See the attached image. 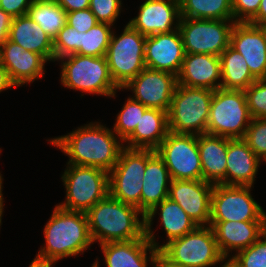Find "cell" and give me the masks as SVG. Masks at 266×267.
<instances>
[{
  "label": "cell",
  "instance_id": "cell-1",
  "mask_svg": "<svg viewBox=\"0 0 266 267\" xmlns=\"http://www.w3.org/2000/svg\"><path fill=\"white\" fill-rule=\"evenodd\" d=\"M115 135L113 130L100 122H90L67 135L47 141L69 157L67 164L98 167L110 172L125 144Z\"/></svg>",
  "mask_w": 266,
  "mask_h": 267
},
{
  "label": "cell",
  "instance_id": "cell-2",
  "mask_svg": "<svg viewBox=\"0 0 266 267\" xmlns=\"http://www.w3.org/2000/svg\"><path fill=\"white\" fill-rule=\"evenodd\" d=\"M86 215L93 242L129 241L145 236L144 214L137 207L123 203L110 194L98 201Z\"/></svg>",
  "mask_w": 266,
  "mask_h": 267
},
{
  "label": "cell",
  "instance_id": "cell-3",
  "mask_svg": "<svg viewBox=\"0 0 266 267\" xmlns=\"http://www.w3.org/2000/svg\"><path fill=\"white\" fill-rule=\"evenodd\" d=\"M43 232L45 245L35 257L54 263L82 254L93 244L86 213L68 211L57 205Z\"/></svg>",
  "mask_w": 266,
  "mask_h": 267
},
{
  "label": "cell",
  "instance_id": "cell-4",
  "mask_svg": "<svg viewBox=\"0 0 266 267\" xmlns=\"http://www.w3.org/2000/svg\"><path fill=\"white\" fill-rule=\"evenodd\" d=\"M57 61L61 62V83L68 89L106 97H115L123 90L114 83L106 56L71 54Z\"/></svg>",
  "mask_w": 266,
  "mask_h": 267
},
{
  "label": "cell",
  "instance_id": "cell-5",
  "mask_svg": "<svg viewBox=\"0 0 266 267\" xmlns=\"http://www.w3.org/2000/svg\"><path fill=\"white\" fill-rule=\"evenodd\" d=\"M66 197L62 209L86 213L109 194V172L98 167L67 164L62 174Z\"/></svg>",
  "mask_w": 266,
  "mask_h": 267
},
{
  "label": "cell",
  "instance_id": "cell-6",
  "mask_svg": "<svg viewBox=\"0 0 266 267\" xmlns=\"http://www.w3.org/2000/svg\"><path fill=\"white\" fill-rule=\"evenodd\" d=\"M214 90L177 84L168 110L169 131L206 134Z\"/></svg>",
  "mask_w": 266,
  "mask_h": 267
},
{
  "label": "cell",
  "instance_id": "cell-7",
  "mask_svg": "<svg viewBox=\"0 0 266 267\" xmlns=\"http://www.w3.org/2000/svg\"><path fill=\"white\" fill-rule=\"evenodd\" d=\"M251 119L244 91L218 88L211 100L206 134L244 138Z\"/></svg>",
  "mask_w": 266,
  "mask_h": 267
},
{
  "label": "cell",
  "instance_id": "cell-8",
  "mask_svg": "<svg viewBox=\"0 0 266 267\" xmlns=\"http://www.w3.org/2000/svg\"><path fill=\"white\" fill-rule=\"evenodd\" d=\"M145 40L146 36L129 23L119 36H116L113 31L106 59L112 79L120 89L146 68Z\"/></svg>",
  "mask_w": 266,
  "mask_h": 267
},
{
  "label": "cell",
  "instance_id": "cell-9",
  "mask_svg": "<svg viewBox=\"0 0 266 267\" xmlns=\"http://www.w3.org/2000/svg\"><path fill=\"white\" fill-rule=\"evenodd\" d=\"M159 252L169 262L182 267H211L225 261L211 226H198L181 238L170 241Z\"/></svg>",
  "mask_w": 266,
  "mask_h": 267
},
{
  "label": "cell",
  "instance_id": "cell-10",
  "mask_svg": "<svg viewBox=\"0 0 266 267\" xmlns=\"http://www.w3.org/2000/svg\"><path fill=\"white\" fill-rule=\"evenodd\" d=\"M155 152L172 180H203L198 135L169 131Z\"/></svg>",
  "mask_w": 266,
  "mask_h": 267
},
{
  "label": "cell",
  "instance_id": "cell-11",
  "mask_svg": "<svg viewBox=\"0 0 266 267\" xmlns=\"http://www.w3.org/2000/svg\"><path fill=\"white\" fill-rule=\"evenodd\" d=\"M147 164V149L120 151L118 162L109 172V194L141 211L142 179Z\"/></svg>",
  "mask_w": 266,
  "mask_h": 267
},
{
  "label": "cell",
  "instance_id": "cell-12",
  "mask_svg": "<svg viewBox=\"0 0 266 267\" xmlns=\"http://www.w3.org/2000/svg\"><path fill=\"white\" fill-rule=\"evenodd\" d=\"M234 20L180 18L179 31L185 53L220 54L230 45Z\"/></svg>",
  "mask_w": 266,
  "mask_h": 267
},
{
  "label": "cell",
  "instance_id": "cell-13",
  "mask_svg": "<svg viewBox=\"0 0 266 267\" xmlns=\"http://www.w3.org/2000/svg\"><path fill=\"white\" fill-rule=\"evenodd\" d=\"M252 186L216 184L210 221H266V212L251 195Z\"/></svg>",
  "mask_w": 266,
  "mask_h": 267
},
{
  "label": "cell",
  "instance_id": "cell-14",
  "mask_svg": "<svg viewBox=\"0 0 266 267\" xmlns=\"http://www.w3.org/2000/svg\"><path fill=\"white\" fill-rule=\"evenodd\" d=\"M176 86V75L145 68L122 89H131L132 98L147 108L168 112Z\"/></svg>",
  "mask_w": 266,
  "mask_h": 267
},
{
  "label": "cell",
  "instance_id": "cell-15",
  "mask_svg": "<svg viewBox=\"0 0 266 267\" xmlns=\"http://www.w3.org/2000/svg\"><path fill=\"white\" fill-rule=\"evenodd\" d=\"M213 186L204 180H171L168 198L199 226H209Z\"/></svg>",
  "mask_w": 266,
  "mask_h": 267
},
{
  "label": "cell",
  "instance_id": "cell-16",
  "mask_svg": "<svg viewBox=\"0 0 266 267\" xmlns=\"http://www.w3.org/2000/svg\"><path fill=\"white\" fill-rule=\"evenodd\" d=\"M185 54L179 29L171 33L146 37L144 62L148 69L164 71L177 76Z\"/></svg>",
  "mask_w": 266,
  "mask_h": 267
},
{
  "label": "cell",
  "instance_id": "cell-17",
  "mask_svg": "<svg viewBox=\"0 0 266 267\" xmlns=\"http://www.w3.org/2000/svg\"><path fill=\"white\" fill-rule=\"evenodd\" d=\"M138 9V16L128 23L146 37L171 33L179 27V0H146Z\"/></svg>",
  "mask_w": 266,
  "mask_h": 267
},
{
  "label": "cell",
  "instance_id": "cell-18",
  "mask_svg": "<svg viewBox=\"0 0 266 267\" xmlns=\"http://www.w3.org/2000/svg\"><path fill=\"white\" fill-rule=\"evenodd\" d=\"M46 62L42 55L24 50L22 46L9 39L0 44V63L17 87L41 79L45 73Z\"/></svg>",
  "mask_w": 266,
  "mask_h": 267
},
{
  "label": "cell",
  "instance_id": "cell-19",
  "mask_svg": "<svg viewBox=\"0 0 266 267\" xmlns=\"http://www.w3.org/2000/svg\"><path fill=\"white\" fill-rule=\"evenodd\" d=\"M160 210V213L157 211ZM160 215L161 224L166 232L167 240L163 244L157 243L154 232L152 231V224L155 215ZM145 236L147 240L160 251L170 241L181 238L194 231L199 225L190 218L181 206L170 198H166L158 205L154 206L145 216Z\"/></svg>",
  "mask_w": 266,
  "mask_h": 267
},
{
  "label": "cell",
  "instance_id": "cell-20",
  "mask_svg": "<svg viewBox=\"0 0 266 267\" xmlns=\"http://www.w3.org/2000/svg\"><path fill=\"white\" fill-rule=\"evenodd\" d=\"M230 45L244 57L256 79L266 78V43L257 25L235 22L230 34Z\"/></svg>",
  "mask_w": 266,
  "mask_h": 267
},
{
  "label": "cell",
  "instance_id": "cell-21",
  "mask_svg": "<svg viewBox=\"0 0 266 267\" xmlns=\"http://www.w3.org/2000/svg\"><path fill=\"white\" fill-rule=\"evenodd\" d=\"M218 249L225 259L230 252L246 249L266 231V221H210Z\"/></svg>",
  "mask_w": 266,
  "mask_h": 267
},
{
  "label": "cell",
  "instance_id": "cell-22",
  "mask_svg": "<svg viewBox=\"0 0 266 267\" xmlns=\"http://www.w3.org/2000/svg\"><path fill=\"white\" fill-rule=\"evenodd\" d=\"M177 84L193 88L217 90L221 85V61L211 54L186 53Z\"/></svg>",
  "mask_w": 266,
  "mask_h": 267
},
{
  "label": "cell",
  "instance_id": "cell-23",
  "mask_svg": "<svg viewBox=\"0 0 266 267\" xmlns=\"http://www.w3.org/2000/svg\"><path fill=\"white\" fill-rule=\"evenodd\" d=\"M106 267H148L159 251L147 240L140 239L100 244ZM149 252V255H148ZM148 255V256H147Z\"/></svg>",
  "mask_w": 266,
  "mask_h": 267
},
{
  "label": "cell",
  "instance_id": "cell-24",
  "mask_svg": "<svg viewBox=\"0 0 266 267\" xmlns=\"http://www.w3.org/2000/svg\"><path fill=\"white\" fill-rule=\"evenodd\" d=\"M226 185L252 186L261 162L243 138H228Z\"/></svg>",
  "mask_w": 266,
  "mask_h": 267
},
{
  "label": "cell",
  "instance_id": "cell-25",
  "mask_svg": "<svg viewBox=\"0 0 266 267\" xmlns=\"http://www.w3.org/2000/svg\"><path fill=\"white\" fill-rule=\"evenodd\" d=\"M171 177L164 161L155 150L147 149V164L142 179L141 212L144 216L168 198Z\"/></svg>",
  "mask_w": 266,
  "mask_h": 267
},
{
  "label": "cell",
  "instance_id": "cell-26",
  "mask_svg": "<svg viewBox=\"0 0 266 267\" xmlns=\"http://www.w3.org/2000/svg\"><path fill=\"white\" fill-rule=\"evenodd\" d=\"M227 145L226 137L198 135L199 155L205 182L226 185Z\"/></svg>",
  "mask_w": 266,
  "mask_h": 267
},
{
  "label": "cell",
  "instance_id": "cell-27",
  "mask_svg": "<svg viewBox=\"0 0 266 267\" xmlns=\"http://www.w3.org/2000/svg\"><path fill=\"white\" fill-rule=\"evenodd\" d=\"M169 133L168 112L147 108L133 133L124 141L128 149L155 150Z\"/></svg>",
  "mask_w": 266,
  "mask_h": 267
},
{
  "label": "cell",
  "instance_id": "cell-28",
  "mask_svg": "<svg viewBox=\"0 0 266 267\" xmlns=\"http://www.w3.org/2000/svg\"><path fill=\"white\" fill-rule=\"evenodd\" d=\"M8 39L24 50L38 53L47 61L54 62L53 38L28 14L12 19Z\"/></svg>",
  "mask_w": 266,
  "mask_h": 267
},
{
  "label": "cell",
  "instance_id": "cell-29",
  "mask_svg": "<svg viewBox=\"0 0 266 267\" xmlns=\"http://www.w3.org/2000/svg\"><path fill=\"white\" fill-rule=\"evenodd\" d=\"M219 57L221 61L220 88L244 91L257 80L251 74L244 57L231 45Z\"/></svg>",
  "mask_w": 266,
  "mask_h": 267
},
{
  "label": "cell",
  "instance_id": "cell-30",
  "mask_svg": "<svg viewBox=\"0 0 266 267\" xmlns=\"http://www.w3.org/2000/svg\"><path fill=\"white\" fill-rule=\"evenodd\" d=\"M180 17L234 20L232 0H179Z\"/></svg>",
  "mask_w": 266,
  "mask_h": 267
},
{
  "label": "cell",
  "instance_id": "cell-31",
  "mask_svg": "<svg viewBox=\"0 0 266 267\" xmlns=\"http://www.w3.org/2000/svg\"><path fill=\"white\" fill-rule=\"evenodd\" d=\"M28 15L53 39L66 24V11L54 0H34Z\"/></svg>",
  "mask_w": 266,
  "mask_h": 267
},
{
  "label": "cell",
  "instance_id": "cell-32",
  "mask_svg": "<svg viewBox=\"0 0 266 267\" xmlns=\"http://www.w3.org/2000/svg\"><path fill=\"white\" fill-rule=\"evenodd\" d=\"M111 26L98 22L87 32H80L79 50L75 54L92 57L106 56L113 33Z\"/></svg>",
  "mask_w": 266,
  "mask_h": 267
},
{
  "label": "cell",
  "instance_id": "cell-33",
  "mask_svg": "<svg viewBox=\"0 0 266 267\" xmlns=\"http://www.w3.org/2000/svg\"><path fill=\"white\" fill-rule=\"evenodd\" d=\"M146 109L147 107L142 103L128 97L117 114L112 129L123 142L133 133Z\"/></svg>",
  "mask_w": 266,
  "mask_h": 267
},
{
  "label": "cell",
  "instance_id": "cell-34",
  "mask_svg": "<svg viewBox=\"0 0 266 267\" xmlns=\"http://www.w3.org/2000/svg\"><path fill=\"white\" fill-rule=\"evenodd\" d=\"M229 260L236 267H266V231L251 246L230 256Z\"/></svg>",
  "mask_w": 266,
  "mask_h": 267
},
{
  "label": "cell",
  "instance_id": "cell-35",
  "mask_svg": "<svg viewBox=\"0 0 266 267\" xmlns=\"http://www.w3.org/2000/svg\"><path fill=\"white\" fill-rule=\"evenodd\" d=\"M79 39L80 32L65 24L53 39L54 62L64 56L75 54L79 50Z\"/></svg>",
  "mask_w": 266,
  "mask_h": 267
},
{
  "label": "cell",
  "instance_id": "cell-36",
  "mask_svg": "<svg viewBox=\"0 0 266 267\" xmlns=\"http://www.w3.org/2000/svg\"><path fill=\"white\" fill-rule=\"evenodd\" d=\"M252 118H266V78L257 79L244 90Z\"/></svg>",
  "mask_w": 266,
  "mask_h": 267
},
{
  "label": "cell",
  "instance_id": "cell-37",
  "mask_svg": "<svg viewBox=\"0 0 266 267\" xmlns=\"http://www.w3.org/2000/svg\"><path fill=\"white\" fill-rule=\"evenodd\" d=\"M243 139L264 161L266 159V118H252Z\"/></svg>",
  "mask_w": 266,
  "mask_h": 267
},
{
  "label": "cell",
  "instance_id": "cell-38",
  "mask_svg": "<svg viewBox=\"0 0 266 267\" xmlns=\"http://www.w3.org/2000/svg\"><path fill=\"white\" fill-rule=\"evenodd\" d=\"M89 9L100 23L114 26L122 10V0H90Z\"/></svg>",
  "mask_w": 266,
  "mask_h": 267
},
{
  "label": "cell",
  "instance_id": "cell-39",
  "mask_svg": "<svg viewBox=\"0 0 266 267\" xmlns=\"http://www.w3.org/2000/svg\"><path fill=\"white\" fill-rule=\"evenodd\" d=\"M98 23L91 10H78L68 12L66 15V24L75 28L78 32H87Z\"/></svg>",
  "mask_w": 266,
  "mask_h": 267
},
{
  "label": "cell",
  "instance_id": "cell-40",
  "mask_svg": "<svg viewBox=\"0 0 266 267\" xmlns=\"http://www.w3.org/2000/svg\"><path fill=\"white\" fill-rule=\"evenodd\" d=\"M261 0H232L235 22H249L258 12Z\"/></svg>",
  "mask_w": 266,
  "mask_h": 267
},
{
  "label": "cell",
  "instance_id": "cell-41",
  "mask_svg": "<svg viewBox=\"0 0 266 267\" xmlns=\"http://www.w3.org/2000/svg\"><path fill=\"white\" fill-rule=\"evenodd\" d=\"M34 0H0V8L15 18L28 14Z\"/></svg>",
  "mask_w": 266,
  "mask_h": 267
},
{
  "label": "cell",
  "instance_id": "cell-42",
  "mask_svg": "<svg viewBox=\"0 0 266 267\" xmlns=\"http://www.w3.org/2000/svg\"><path fill=\"white\" fill-rule=\"evenodd\" d=\"M58 5H60L66 13L85 10L90 7V0H54Z\"/></svg>",
  "mask_w": 266,
  "mask_h": 267
},
{
  "label": "cell",
  "instance_id": "cell-43",
  "mask_svg": "<svg viewBox=\"0 0 266 267\" xmlns=\"http://www.w3.org/2000/svg\"><path fill=\"white\" fill-rule=\"evenodd\" d=\"M13 17L0 8V44L4 43L10 32Z\"/></svg>",
  "mask_w": 266,
  "mask_h": 267
},
{
  "label": "cell",
  "instance_id": "cell-44",
  "mask_svg": "<svg viewBox=\"0 0 266 267\" xmlns=\"http://www.w3.org/2000/svg\"><path fill=\"white\" fill-rule=\"evenodd\" d=\"M254 25L266 23V0H261L257 14L249 21Z\"/></svg>",
  "mask_w": 266,
  "mask_h": 267
},
{
  "label": "cell",
  "instance_id": "cell-45",
  "mask_svg": "<svg viewBox=\"0 0 266 267\" xmlns=\"http://www.w3.org/2000/svg\"><path fill=\"white\" fill-rule=\"evenodd\" d=\"M11 87H15V85L11 82L7 70L0 63V93Z\"/></svg>",
  "mask_w": 266,
  "mask_h": 267
},
{
  "label": "cell",
  "instance_id": "cell-46",
  "mask_svg": "<svg viewBox=\"0 0 266 267\" xmlns=\"http://www.w3.org/2000/svg\"><path fill=\"white\" fill-rule=\"evenodd\" d=\"M153 267H182L169 262L160 252L155 258Z\"/></svg>",
  "mask_w": 266,
  "mask_h": 267
},
{
  "label": "cell",
  "instance_id": "cell-47",
  "mask_svg": "<svg viewBox=\"0 0 266 267\" xmlns=\"http://www.w3.org/2000/svg\"><path fill=\"white\" fill-rule=\"evenodd\" d=\"M56 263L47 261V260H42L39 258H34L29 265V267H52V265H55Z\"/></svg>",
  "mask_w": 266,
  "mask_h": 267
},
{
  "label": "cell",
  "instance_id": "cell-48",
  "mask_svg": "<svg viewBox=\"0 0 266 267\" xmlns=\"http://www.w3.org/2000/svg\"><path fill=\"white\" fill-rule=\"evenodd\" d=\"M2 184H3V178L2 175L0 173V226L2 224V215H3V207H4V201H3V194H2Z\"/></svg>",
  "mask_w": 266,
  "mask_h": 267
},
{
  "label": "cell",
  "instance_id": "cell-49",
  "mask_svg": "<svg viewBox=\"0 0 266 267\" xmlns=\"http://www.w3.org/2000/svg\"><path fill=\"white\" fill-rule=\"evenodd\" d=\"M257 26L261 30V32L264 36V39H265V43H266V23L261 24V25H257Z\"/></svg>",
  "mask_w": 266,
  "mask_h": 267
},
{
  "label": "cell",
  "instance_id": "cell-50",
  "mask_svg": "<svg viewBox=\"0 0 266 267\" xmlns=\"http://www.w3.org/2000/svg\"><path fill=\"white\" fill-rule=\"evenodd\" d=\"M220 267H236L229 259H225V263L223 264L222 262V265Z\"/></svg>",
  "mask_w": 266,
  "mask_h": 267
},
{
  "label": "cell",
  "instance_id": "cell-51",
  "mask_svg": "<svg viewBox=\"0 0 266 267\" xmlns=\"http://www.w3.org/2000/svg\"><path fill=\"white\" fill-rule=\"evenodd\" d=\"M98 263H99V261L97 259V260L94 261V263L92 264L91 267H99L100 265Z\"/></svg>",
  "mask_w": 266,
  "mask_h": 267
}]
</instances>
